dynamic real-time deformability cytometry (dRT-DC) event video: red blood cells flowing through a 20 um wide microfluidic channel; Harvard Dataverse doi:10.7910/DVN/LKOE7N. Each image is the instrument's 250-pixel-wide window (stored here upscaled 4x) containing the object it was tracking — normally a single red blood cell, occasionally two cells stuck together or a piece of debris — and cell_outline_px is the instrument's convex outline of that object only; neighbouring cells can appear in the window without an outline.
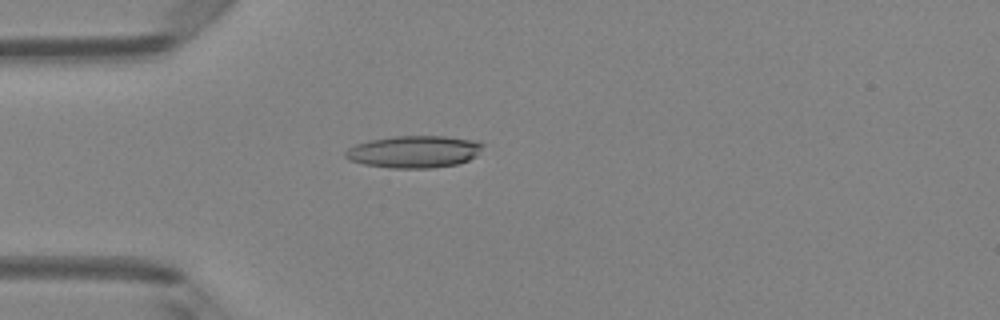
{"species": "Egyptian fruit bat (a non-hibernating species)", "species_latin": "Rousettus aegyptiacus", "temperature_condition": "room temperature", "stored_images_in_passage": 4, "camera_frame_rate_fps": 3000, "um_per_image_px": 0.085, "animal": {"sex": "female"}, "frame": {"image": 1, "passage_image": 4, "time_ms": 1.0, "image_size_px": [1000, 320], "cell_outline_px": [[484, 144], [476, 156], [468, 160], [456, 164], [432, 168], [388, 168], [364, 164], [348, 160], [344, 156], [344, 152], [348, 148], [356, 144], [368, 140], [396, 136], [444, 136], [476, 140]], "centroid_in_image_um": [35.17, 12.89], "position_along_channel_um": 49.8, "area_um2": 25.84}}